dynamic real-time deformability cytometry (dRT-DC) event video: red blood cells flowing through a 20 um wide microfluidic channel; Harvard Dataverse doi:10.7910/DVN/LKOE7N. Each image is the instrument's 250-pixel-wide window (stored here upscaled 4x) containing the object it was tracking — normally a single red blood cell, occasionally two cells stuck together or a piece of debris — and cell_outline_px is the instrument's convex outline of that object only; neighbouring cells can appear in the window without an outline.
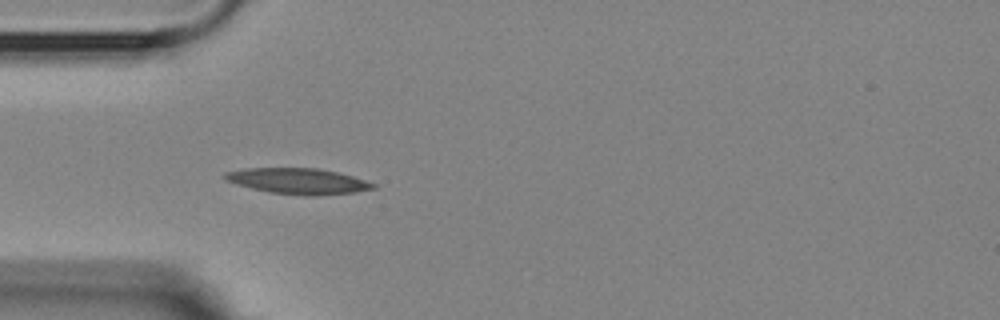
{"species": "Egyptian fruit bat (a non-hibernating species)", "species_latin": "Rousettus aegyptiacus", "temperature_condition": "room temperature", "stored_images_in_passage": 4, "camera_frame_rate_fps": 3000, "um_per_image_px": 0.085, "animal": {"sex": "female"}, "frame": {"image": 1, "passage_image": 4, "time_ms": 3.667, "image_size_px": [1000, 320], "cell_outline_px": [[376, 188], [356, 192], [312, 196], [304, 196], [268, 192], [236, 184], [224, 180], [220, 176], [224, 172], [244, 168], [316, 168], [336, 172], [352, 176], [376, 184]], "centroid_in_image_um": [25.27, 15.39], "position_along_channel_um": 59.7, "area_um2": 22.43}}